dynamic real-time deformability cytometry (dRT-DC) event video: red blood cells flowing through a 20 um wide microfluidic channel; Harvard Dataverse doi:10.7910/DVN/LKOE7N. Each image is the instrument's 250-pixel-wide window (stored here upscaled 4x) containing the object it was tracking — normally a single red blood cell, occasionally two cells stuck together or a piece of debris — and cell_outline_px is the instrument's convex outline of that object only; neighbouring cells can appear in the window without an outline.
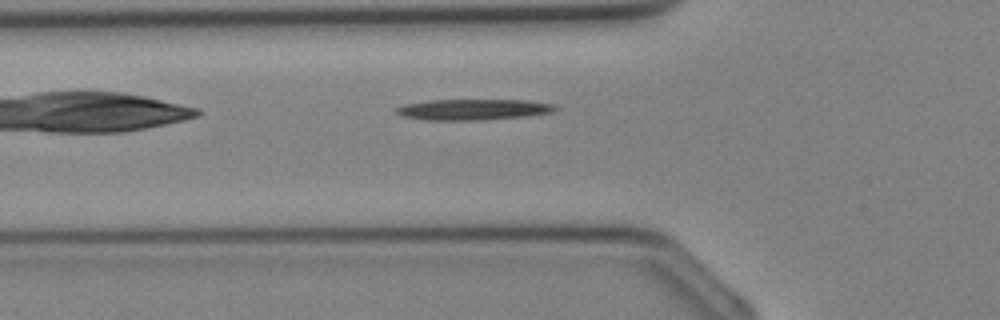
{"species": "Egyptian fruit bat (a non-hibernating species)", "species_latin": "Rousettus aegyptiacus", "temperature_condition": "cold", "stored_images_in_passage": 25, "camera_frame_rate_fps": 3000, "um_per_image_px": 0.085, "animal": {"sex": "female"}, "frame": {"image": 1, "passage_image": 2, "time_ms": 0.333, "image_size_px": [1000, 320], "cell_outline_px": [[556, 108], [552, 112], [524, 116], [484, 120], [424, 120], [404, 116], [396, 112], [396, 108], [404, 104], [428, 100], [524, 100], [552, 104]], "centroid_in_image_um": [40.17, 9.31], "position_along_channel_um": 85.6, "area_um2": 19.13}}
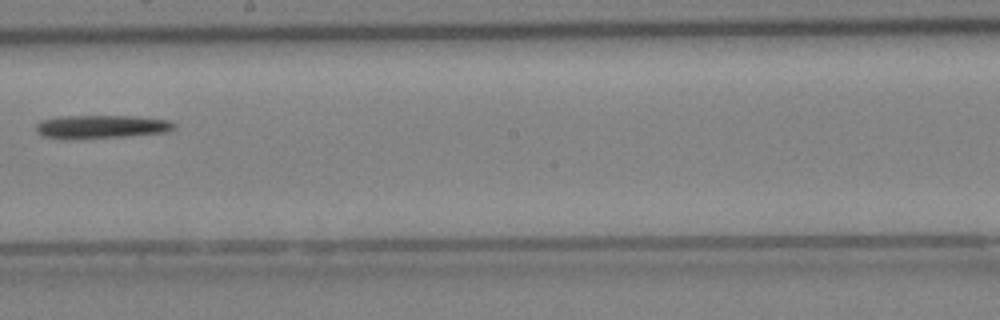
{"frame": {"image": 2, "passage_image": 10, "time_ms": 3.0, "image_size_px": [1000, 320], "cell_outline_px": [[176, 128], [168, 132], [128, 136], [68, 140], [44, 136], [36, 132], [36, 124], [40, 120], [64, 116], [132, 116], [168, 120], [176, 124]], "centroid_in_image_um": [8.6, 10.78], "position_along_channel_um": 239.6, "area_um2": 19.02}}
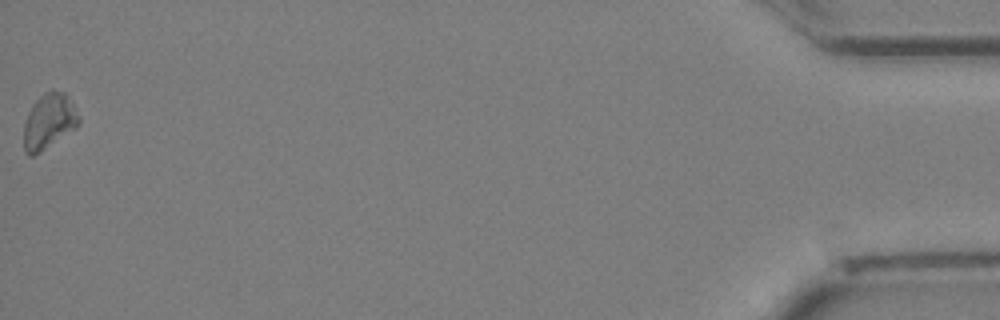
{"frame": {"image": 3, "passage_image": 25, "time_ms": 8.0, "image_size_px": [1000, 320], "cell_outline_px": [[80, 124], [76, 128], [40, 152], [32, 156], [28, 156], [24, 152], [24, 124], [28, 112], [32, 104], [44, 92], [52, 88], [64, 92], [80, 116]], "centroid_in_image_um": [4.15, 10.3], "position_along_channel_um": 431.0, "area_um2": 17.86}}